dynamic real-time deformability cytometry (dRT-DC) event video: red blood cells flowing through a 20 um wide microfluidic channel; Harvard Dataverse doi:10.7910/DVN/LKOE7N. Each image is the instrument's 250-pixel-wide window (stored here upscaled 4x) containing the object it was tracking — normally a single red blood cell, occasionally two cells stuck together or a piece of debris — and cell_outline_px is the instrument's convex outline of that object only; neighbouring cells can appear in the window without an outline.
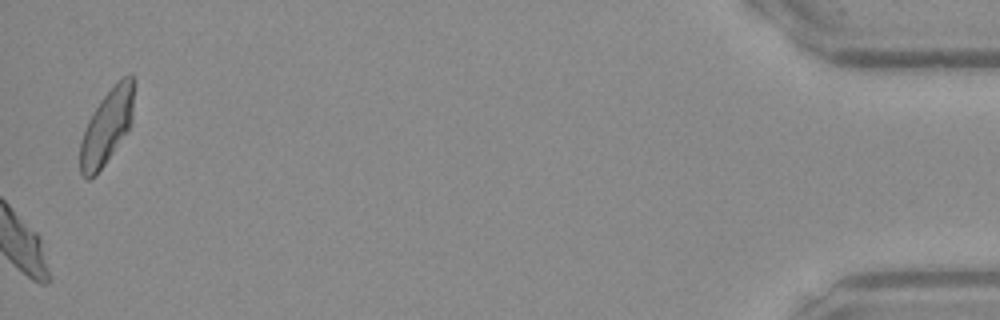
{"species": "Egyptian fruit bat (a non-hibernating species)", "species_latin": "Rousettus aegyptiacus", "temperature_condition": "warm", "stored_images_in_passage": 37, "camera_frame_rate_fps": 3000, "um_per_image_px": 0.085, "frame": {"image": 1, "passage_image": 37, "time_ms": 12.0, "image_size_px": [1000, 320], "cell_outline_px": [[132, 116], [128, 128], [96, 176], [88, 180], [80, 172], [80, 144], [88, 120], [100, 100], [128, 72], [132, 72]], "centroid_in_image_um": [9.04, 10.81], "position_along_channel_um": 426.2, "area_um2": 22.48}}